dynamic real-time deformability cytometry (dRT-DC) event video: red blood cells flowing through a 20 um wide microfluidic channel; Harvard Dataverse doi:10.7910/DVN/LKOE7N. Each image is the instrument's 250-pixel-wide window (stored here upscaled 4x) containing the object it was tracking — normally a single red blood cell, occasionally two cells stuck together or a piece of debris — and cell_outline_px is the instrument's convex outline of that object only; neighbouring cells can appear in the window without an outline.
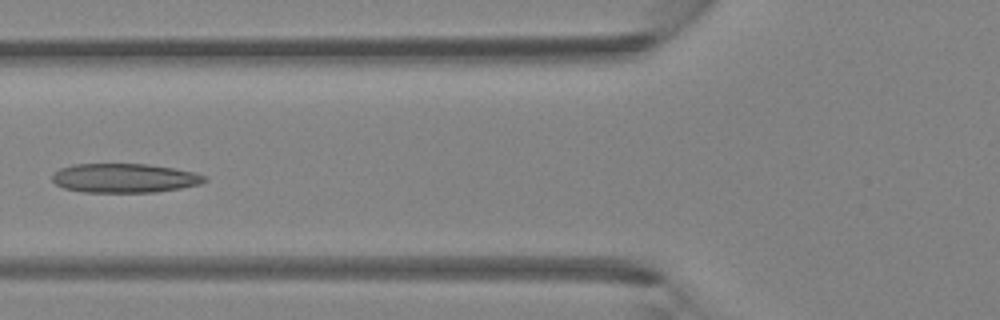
{"species": "Egyptian fruit bat (a non-hibernating species)", "species_latin": "Rousettus aegyptiacus", "temperature_condition": "room temperature", "stored_images_in_passage": 5, "camera_frame_rate_fps": 3000, "um_per_image_px": 0.085, "animal": {"sex": "female"}, "frame": {"image": 1, "passage_image": 5, "time_ms": 1.333, "image_size_px": [1000, 320], "cell_outline_px": [[208, 180], [200, 184], [180, 188], [156, 192], [84, 192], [64, 188], [56, 184], [52, 180], [52, 176], [60, 168], [72, 164], [148, 164], [176, 168], [196, 172], [208, 176]], "centroid_in_image_um": [10.63, 15.13], "position_along_channel_um": 115.2, "area_um2": 26.07}}